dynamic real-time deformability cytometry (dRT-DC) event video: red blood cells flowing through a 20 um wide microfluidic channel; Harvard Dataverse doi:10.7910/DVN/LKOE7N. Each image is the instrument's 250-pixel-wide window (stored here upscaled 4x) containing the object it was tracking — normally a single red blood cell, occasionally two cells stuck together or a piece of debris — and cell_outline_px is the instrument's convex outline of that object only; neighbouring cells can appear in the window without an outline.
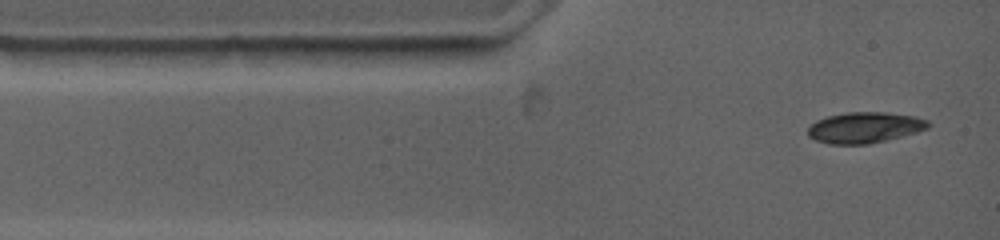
{"species": "common noctule bat (a hibernating species)", "species_latin": "Nyctalus noctula", "temperature_condition": "warm", "stored_images_in_passage": 35, "camera_frame_rate_fps": 4500, "um_per_image_px": 0.085, "animal": {"sex": "female", "body_mass_g": 19.0, "forearm_length_mm": 53.3}, "frame": {"image": 1, "passage_image": 1, "time_ms": 0.0, "image_size_px": [1000, 240], "cell_outline_px": [[932, 124], [928, 128], [916, 132], [868, 144], [828, 144], [816, 140], [808, 136], [808, 128], [816, 120], [828, 116], [848, 112], [888, 112], [916, 116], [928, 120]], "centroid_in_image_um": [73.51, 10.83], "position_along_channel_um": 11.5, "area_um2": 21.62}}
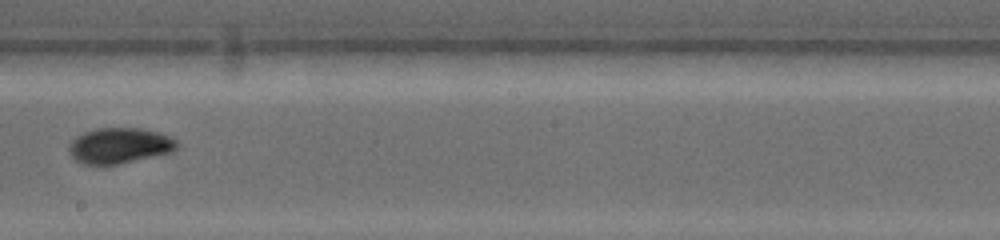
{"frame": {"image": 2, "passage_image": 15, "time_ms": 6.889, "image_size_px": [1000, 240], "cell_outline_px": [[180, 144], [172, 152], [120, 164], [100, 168], [80, 164], [68, 152], [68, 144], [76, 136], [84, 132], [96, 128], [140, 128], [156, 132], [168, 136], [176, 140]], "centroid_in_image_um": [10.09, 12.42], "position_along_channel_um": 238.1, "area_um2": 23.06}}
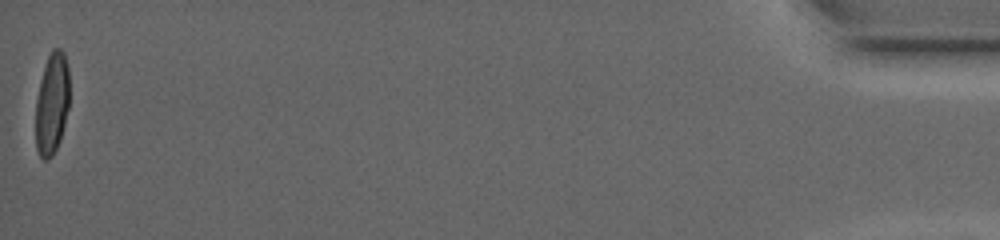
{"frame": {"image": 3, "passage_image": 35, "time_ms": 16.667, "image_size_px": [1000, 240], "cell_outline_px": [[68, 108], [60, 140], [52, 156], [48, 160], [44, 160], [40, 156], [36, 148], [36, 100], [40, 80], [48, 56], [52, 48], [60, 48], [64, 52], [68, 68]], "centroid_in_image_um": [4.4, 8.8], "position_along_channel_um": 430.8, "area_um2": 19.88}, "authors_computed_cell_mechanics": {"area_um2": 21.5016, "velocity_mm_per_s": 3.7184, "shape_relaxation_time_tau1_ms": 4.4834, "shape_relaxation_time_tau2_ms": null, "deformation_change_tau1": 0.1782, "deformation_change_tau2": null}}